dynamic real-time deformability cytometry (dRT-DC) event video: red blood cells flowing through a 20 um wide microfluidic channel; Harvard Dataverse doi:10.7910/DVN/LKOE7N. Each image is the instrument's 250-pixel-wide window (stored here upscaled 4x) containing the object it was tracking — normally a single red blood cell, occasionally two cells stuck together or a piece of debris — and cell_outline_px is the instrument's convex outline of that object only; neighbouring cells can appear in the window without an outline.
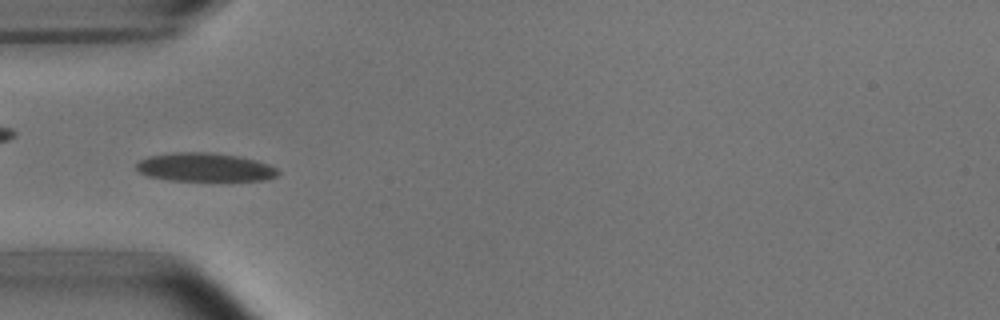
{"species": "common noctule bat (a hibernating species)", "species_latin": "Nyctalus noctula", "temperature_condition": "room temperature", "stored_images_in_passage": 53, "camera_frame_rate_fps": 3000, "um_per_image_px": 0.085, "animal": {"sex": "male", "body_mass_g": 15.6}, "frame": {"image": 1, "passage_image": 17, "time_ms": 5.333, "image_size_px": [1000, 320], "cell_outline_px": [[280, 172], [276, 176], [268, 180], [172, 180], [148, 176], [140, 172], [136, 168], [136, 164], [140, 160], [148, 156], [172, 152], [212, 152], [240, 156], [256, 160], [268, 164], [276, 168]], "centroid_in_image_um": [17.42, 14.2], "position_along_channel_um": 67.6, "area_um2": 23.58}}
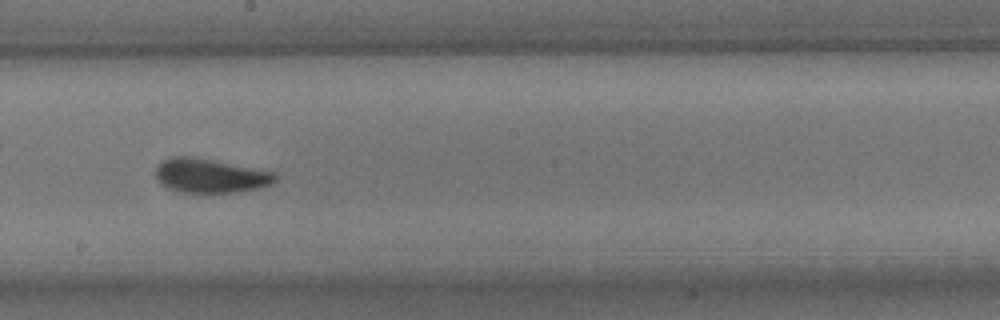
{"frame": {"image": 2, "passage_image": 30, "time_ms": 9.667, "image_size_px": [1000, 320], "cell_outline_px": [[276, 180], [272, 184], [264, 188], [236, 192], [180, 192], [168, 188], [160, 184], [156, 180], [156, 168], [164, 160], [172, 156], [192, 156], [276, 172]], "centroid_in_image_um": [17.89, 14.94], "position_along_channel_um": 230.3, "area_um2": 23.93}}
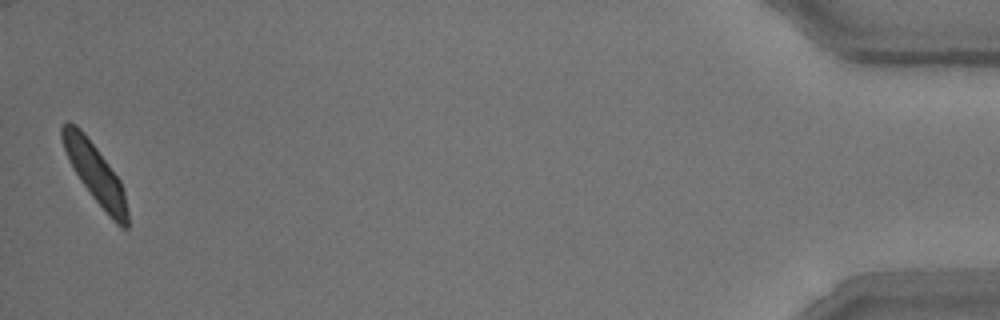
{"frame": {"image": 3, "passage_image": 53, "time_ms": 17.333, "image_size_px": [1000, 320], "cell_outline_px": [[128, 228], [120, 228], [112, 220], [92, 196], [80, 180], [72, 168], [68, 160], [60, 136], [60, 128], [68, 120], [76, 124], [84, 132], [120, 180], [124, 192], [128, 212]], "centroid_in_image_um": [8.07, 14.72], "position_along_channel_um": 427.1, "area_um2": 22.43}, "authors_computed_cell_mechanics": {"area_um2": 23.3512, "velocity_mm_per_s": 3.7473, "shape_relaxation_time_tau1_ms": 3.1236, "shape_relaxation_time_tau2_ms": 1.3656, "deformation_change_tau1": 0.1091, "deformation_change_tau2": 0.0509}}